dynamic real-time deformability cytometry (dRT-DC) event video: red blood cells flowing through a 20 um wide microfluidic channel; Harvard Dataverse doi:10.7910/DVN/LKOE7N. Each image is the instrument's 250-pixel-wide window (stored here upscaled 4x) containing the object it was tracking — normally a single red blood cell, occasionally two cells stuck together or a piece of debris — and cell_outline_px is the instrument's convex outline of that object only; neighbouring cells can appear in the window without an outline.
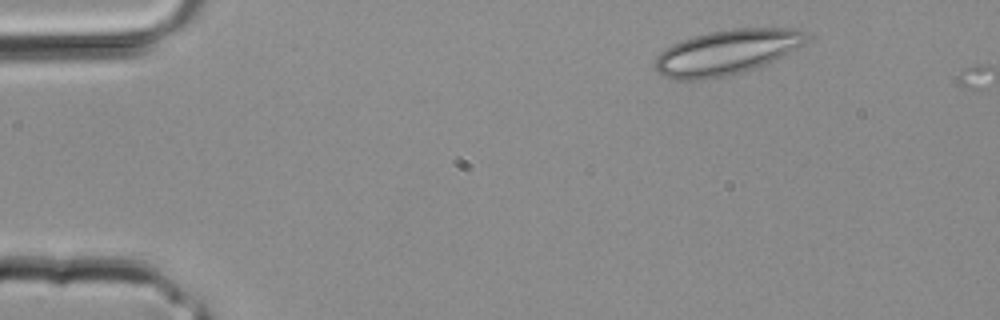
{"species": "common noctule bat (a hibernating species)", "species_latin": "Nyctalus noctula", "temperature_condition": "room temperature", "stored_images_in_passage": 2, "camera_frame_rate_fps": 3000, "um_per_image_px": 0.085, "animal": {"sex": "male", "body_mass_g": 20.4}, "frame": {"image": 1, "passage_image": 1, "time_ms": 0.0, "image_size_px": [1000, 320], "cell_outline_px": [[804, 44], [784, 56], [764, 64], [728, 76], [704, 80], [676, 80], [660, 76], [656, 72], [652, 64], [656, 56], [664, 48], [672, 44], [708, 32], [732, 28], [796, 28], [804, 32]], "centroid_in_image_um": [61.68, 4.46], "position_along_channel_um": 23.3, "area_um2": 39.77}}